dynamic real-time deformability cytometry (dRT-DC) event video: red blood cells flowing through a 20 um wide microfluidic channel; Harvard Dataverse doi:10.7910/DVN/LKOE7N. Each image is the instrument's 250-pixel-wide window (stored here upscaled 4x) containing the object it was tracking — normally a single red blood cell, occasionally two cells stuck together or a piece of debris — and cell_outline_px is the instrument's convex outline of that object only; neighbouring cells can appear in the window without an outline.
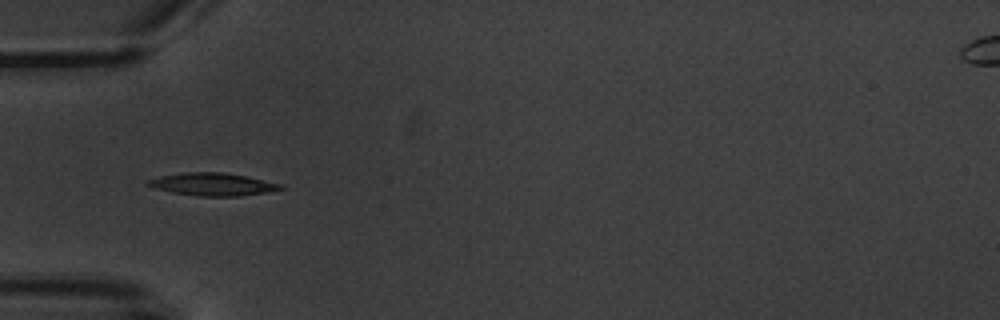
{"species": "common noctule bat (a hibernating species)", "species_latin": "Nyctalus noctula", "temperature_condition": "warm", "stored_images_in_passage": 6, "camera_frame_rate_fps": 3000, "um_per_image_px": 0.085, "animal": {"sex": "male", "body_mass_g": 20.1, "forearm_length_mm": 53.5}, "frame": {"image": 1, "passage_image": 4, "time_ms": 5.333, "image_size_px": [1000, 320], "cell_outline_px": [[284, 188], [268, 192], [240, 196], [196, 196], [172, 192], [156, 188], [144, 184], [144, 180], [160, 176], [184, 172], [224, 172], [248, 176], [284, 184]], "centroid_in_image_um": [18.08, 15.66], "position_along_channel_um": 66.9, "area_um2": 17.8}}
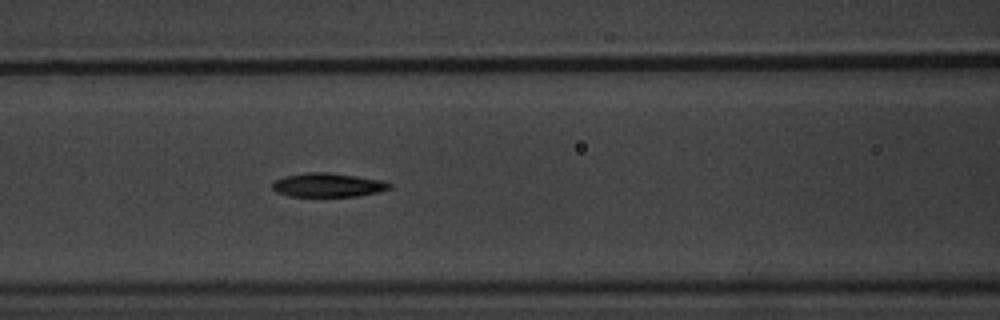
{"frame": {"image": 2, "passage_image": 6, "time_ms": 7.333, "image_size_px": [1000, 320], "cell_outline_px": [[392, 188], [376, 192], [356, 196], [288, 196], [276, 192], [272, 188], [272, 184], [276, 180], [284, 176], [308, 172], [328, 172], [356, 176], [380, 180], [392, 184]], "centroid_in_image_um": [27.84, 15.72], "position_along_channel_um": 138.8, "area_um2": 16.18}}